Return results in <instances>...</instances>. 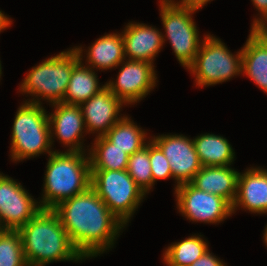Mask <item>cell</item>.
Masks as SVG:
<instances>
[{"label": "cell", "instance_id": "1", "mask_svg": "<svg viewBox=\"0 0 267 266\" xmlns=\"http://www.w3.org/2000/svg\"><path fill=\"white\" fill-rule=\"evenodd\" d=\"M53 210L84 259L111 249L125 227L92 187L61 202Z\"/></svg>", "mask_w": 267, "mask_h": 266}, {"label": "cell", "instance_id": "2", "mask_svg": "<svg viewBox=\"0 0 267 266\" xmlns=\"http://www.w3.org/2000/svg\"><path fill=\"white\" fill-rule=\"evenodd\" d=\"M28 266H45L57 261H82L53 209H41L19 229Z\"/></svg>", "mask_w": 267, "mask_h": 266}, {"label": "cell", "instance_id": "3", "mask_svg": "<svg viewBox=\"0 0 267 266\" xmlns=\"http://www.w3.org/2000/svg\"><path fill=\"white\" fill-rule=\"evenodd\" d=\"M46 168L41 209H54L91 187L90 161L85 152L55 150L49 155Z\"/></svg>", "mask_w": 267, "mask_h": 266}, {"label": "cell", "instance_id": "4", "mask_svg": "<svg viewBox=\"0 0 267 266\" xmlns=\"http://www.w3.org/2000/svg\"><path fill=\"white\" fill-rule=\"evenodd\" d=\"M75 48L62 51L32 67L20 84V92L34 97L31 103L42 104L41 99L51 104L64 100L72 69L80 62ZM37 98V99H36Z\"/></svg>", "mask_w": 267, "mask_h": 266}, {"label": "cell", "instance_id": "5", "mask_svg": "<svg viewBox=\"0 0 267 266\" xmlns=\"http://www.w3.org/2000/svg\"><path fill=\"white\" fill-rule=\"evenodd\" d=\"M10 156L13 161L37 157L53 152L50 139L49 116L45 108L24 101L19 106L12 127Z\"/></svg>", "mask_w": 267, "mask_h": 266}, {"label": "cell", "instance_id": "6", "mask_svg": "<svg viewBox=\"0 0 267 266\" xmlns=\"http://www.w3.org/2000/svg\"><path fill=\"white\" fill-rule=\"evenodd\" d=\"M91 187L125 226L146 195L127 170H91Z\"/></svg>", "mask_w": 267, "mask_h": 266}, {"label": "cell", "instance_id": "7", "mask_svg": "<svg viewBox=\"0 0 267 266\" xmlns=\"http://www.w3.org/2000/svg\"><path fill=\"white\" fill-rule=\"evenodd\" d=\"M219 38L205 35L194 61L187 69L198 87L226 82L242 74V49L233 55Z\"/></svg>", "mask_w": 267, "mask_h": 266}, {"label": "cell", "instance_id": "8", "mask_svg": "<svg viewBox=\"0 0 267 266\" xmlns=\"http://www.w3.org/2000/svg\"><path fill=\"white\" fill-rule=\"evenodd\" d=\"M159 6L161 21L166 32L162 35L163 43L169 40L177 60L187 68L194 61L201 44L199 31L192 19L197 10L174 0H160Z\"/></svg>", "mask_w": 267, "mask_h": 266}, {"label": "cell", "instance_id": "9", "mask_svg": "<svg viewBox=\"0 0 267 266\" xmlns=\"http://www.w3.org/2000/svg\"><path fill=\"white\" fill-rule=\"evenodd\" d=\"M174 194L176 208L187 220L217 224L232 215V205L226 199L199 190L191 183L179 185Z\"/></svg>", "mask_w": 267, "mask_h": 266}, {"label": "cell", "instance_id": "10", "mask_svg": "<svg viewBox=\"0 0 267 266\" xmlns=\"http://www.w3.org/2000/svg\"><path fill=\"white\" fill-rule=\"evenodd\" d=\"M40 210L20 182L0 173V229L19 230Z\"/></svg>", "mask_w": 267, "mask_h": 266}, {"label": "cell", "instance_id": "11", "mask_svg": "<svg viewBox=\"0 0 267 266\" xmlns=\"http://www.w3.org/2000/svg\"><path fill=\"white\" fill-rule=\"evenodd\" d=\"M115 81L106 82V87L118 97L125 105L141 101L154 87H156L157 74L154 64L146 61H122Z\"/></svg>", "mask_w": 267, "mask_h": 266}, {"label": "cell", "instance_id": "12", "mask_svg": "<svg viewBox=\"0 0 267 266\" xmlns=\"http://www.w3.org/2000/svg\"><path fill=\"white\" fill-rule=\"evenodd\" d=\"M151 140L162 150L168 159L176 188L184 183H190L196 173L202 168L196 153L193 139L185 135H159Z\"/></svg>", "mask_w": 267, "mask_h": 266}, {"label": "cell", "instance_id": "13", "mask_svg": "<svg viewBox=\"0 0 267 266\" xmlns=\"http://www.w3.org/2000/svg\"><path fill=\"white\" fill-rule=\"evenodd\" d=\"M51 106L55 109L53 113L48 114L51 146L55 135L61 143L69 147L66 151L86 152L82 139L87 130L80 105L60 102L51 104Z\"/></svg>", "mask_w": 267, "mask_h": 266}, {"label": "cell", "instance_id": "14", "mask_svg": "<svg viewBox=\"0 0 267 266\" xmlns=\"http://www.w3.org/2000/svg\"><path fill=\"white\" fill-rule=\"evenodd\" d=\"M123 105L106 86L83 102L80 107L87 133H98L96 137L104 136L122 118L119 113Z\"/></svg>", "mask_w": 267, "mask_h": 266}, {"label": "cell", "instance_id": "15", "mask_svg": "<svg viewBox=\"0 0 267 266\" xmlns=\"http://www.w3.org/2000/svg\"><path fill=\"white\" fill-rule=\"evenodd\" d=\"M125 58L153 63L163 47V34L157 28L143 23L130 22L121 33Z\"/></svg>", "mask_w": 267, "mask_h": 266}, {"label": "cell", "instance_id": "16", "mask_svg": "<svg viewBox=\"0 0 267 266\" xmlns=\"http://www.w3.org/2000/svg\"><path fill=\"white\" fill-rule=\"evenodd\" d=\"M246 170L238 175L232 213L241 207L251 213L267 214V169L251 167Z\"/></svg>", "mask_w": 267, "mask_h": 266}, {"label": "cell", "instance_id": "17", "mask_svg": "<svg viewBox=\"0 0 267 266\" xmlns=\"http://www.w3.org/2000/svg\"><path fill=\"white\" fill-rule=\"evenodd\" d=\"M238 175L231 166H202L190 183L199 190L223 197L232 205L237 194Z\"/></svg>", "mask_w": 267, "mask_h": 266}, {"label": "cell", "instance_id": "18", "mask_svg": "<svg viewBox=\"0 0 267 266\" xmlns=\"http://www.w3.org/2000/svg\"><path fill=\"white\" fill-rule=\"evenodd\" d=\"M242 48V74L267 93V37L250 29Z\"/></svg>", "mask_w": 267, "mask_h": 266}, {"label": "cell", "instance_id": "19", "mask_svg": "<svg viewBox=\"0 0 267 266\" xmlns=\"http://www.w3.org/2000/svg\"><path fill=\"white\" fill-rule=\"evenodd\" d=\"M74 48L81 61L72 69L63 103L81 105L105 88L106 84L100 87L94 69L82 63L84 57L82 48L80 46Z\"/></svg>", "mask_w": 267, "mask_h": 266}, {"label": "cell", "instance_id": "20", "mask_svg": "<svg viewBox=\"0 0 267 266\" xmlns=\"http://www.w3.org/2000/svg\"><path fill=\"white\" fill-rule=\"evenodd\" d=\"M86 51V66L95 70L117 68L126 60L121 33H110L98 38Z\"/></svg>", "mask_w": 267, "mask_h": 266}, {"label": "cell", "instance_id": "21", "mask_svg": "<svg viewBox=\"0 0 267 266\" xmlns=\"http://www.w3.org/2000/svg\"><path fill=\"white\" fill-rule=\"evenodd\" d=\"M196 153L202 166H230L235 152L223 136L205 133L193 138Z\"/></svg>", "mask_w": 267, "mask_h": 266}, {"label": "cell", "instance_id": "22", "mask_svg": "<svg viewBox=\"0 0 267 266\" xmlns=\"http://www.w3.org/2000/svg\"><path fill=\"white\" fill-rule=\"evenodd\" d=\"M88 156L91 170H126L129 155L119 149L105 136H98Z\"/></svg>", "mask_w": 267, "mask_h": 266}, {"label": "cell", "instance_id": "23", "mask_svg": "<svg viewBox=\"0 0 267 266\" xmlns=\"http://www.w3.org/2000/svg\"><path fill=\"white\" fill-rule=\"evenodd\" d=\"M146 134L141 127L125 115L104 136L130 156L146 146L145 141L148 139Z\"/></svg>", "mask_w": 267, "mask_h": 266}, {"label": "cell", "instance_id": "24", "mask_svg": "<svg viewBox=\"0 0 267 266\" xmlns=\"http://www.w3.org/2000/svg\"><path fill=\"white\" fill-rule=\"evenodd\" d=\"M202 235H191L188 238L172 243L163 253V261L171 266H190L209 248Z\"/></svg>", "mask_w": 267, "mask_h": 266}, {"label": "cell", "instance_id": "25", "mask_svg": "<svg viewBox=\"0 0 267 266\" xmlns=\"http://www.w3.org/2000/svg\"><path fill=\"white\" fill-rule=\"evenodd\" d=\"M0 266H28L19 230L0 229Z\"/></svg>", "mask_w": 267, "mask_h": 266}, {"label": "cell", "instance_id": "26", "mask_svg": "<svg viewBox=\"0 0 267 266\" xmlns=\"http://www.w3.org/2000/svg\"><path fill=\"white\" fill-rule=\"evenodd\" d=\"M126 170L144 193H149L151 188H153V179L148 140L146 146L129 156Z\"/></svg>", "mask_w": 267, "mask_h": 266}, {"label": "cell", "instance_id": "27", "mask_svg": "<svg viewBox=\"0 0 267 266\" xmlns=\"http://www.w3.org/2000/svg\"><path fill=\"white\" fill-rule=\"evenodd\" d=\"M149 159L151 163L153 186L158 179L173 178L168 159L162 150L149 138Z\"/></svg>", "mask_w": 267, "mask_h": 266}, {"label": "cell", "instance_id": "28", "mask_svg": "<svg viewBox=\"0 0 267 266\" xmlns=\"http://www.w3.org/2000/svg\"><path fill=\"white\" fill-rule=\"evenodd\" d=\"M190 266H226L220 258L210 253L208 249L200 258H198Z\"/></svg>", "mask_w": 267, "mask_h": 266}, {"label": "cell", "instance_id": "29", "mask_svg": "<svg viewBox=\"0 0 267 266\" xmlns=\"http://www.w3.org/2000/svg\"><path fill=\"white\" fill-rule=\"evenodd\" d=\"M255 8L260 12L259 17L253 20L251 30L254 29L267 16V0H251Z\"/></svg>", "mask_w": 267, "mask_h": 266}, {"label": "cell", "instance_id": "30", "mask_svg": "<svg viewBox=\"0 0 267 266\" xmlns=\"http://www.w3.org/2000/svg\"><path fill=\"white\" fill-rule=\"evenodd\" d=\"M212 0H180L178 3L194 10H200Z\"/></svg>", "mask_w": 267, "mask_h": 266}, {"label": "cell", "instance_id": "31", "mask_svg": "<svg viewBox=\"0 0 267 266\" xmlns=\"http://www.w3.org/2000/svg\"><path fill=\"white\" fill-rule=\"evenodd\" d=\"M252 30L261 36L267 37V16Z\"/></svg>", "mask_w": 267, "mask_h": 266}, {"label": "cell", "instance_id": "32", "mask_svg": "<svg viewBox=\"0 0 267 266\" xmlns=\"http://www.w3.org/2000/svg\"><path fill=\"white\" fill-rule=\"evenodd\" d=\"M12 24L11 19L0 10V32Z\"/></svg>", "mask_w": 267, "mask_h": 266}, {"label": "cell", "instance_id": "33", "mask_svg": "<svg viewBox=\"0 0 267 266\" xmlns=\"http://www.w3.org/2000/svg\"><path fill=\"white\" fill-rule=\"evenodd\" d=\"M263 239H264V242H265V244L267 246V225L265 226V229H264Z\"/></svg>", "mask_w": 267, "mask_h": 266}, {"label": "cell", "instance_id": "34", "mask_svg": "<svg viewBox=\"0 0 267 266\" xmlns=\"http://www.w3.org/2000/svg\"><path fill=\"white\" fill-rule=\"evenodd\" d=\"M1 75H2V67H1V61H0V78H1Z\"/></svg>", "mask_w": 267, "mask_h": 266}]
</instances>
